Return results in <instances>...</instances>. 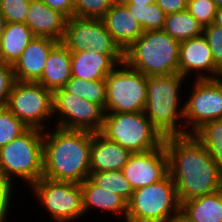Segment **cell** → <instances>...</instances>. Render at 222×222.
<instances>
[{
    "label": "cell",
    "mask_w": 222,
    "mask_h": 222,
    "mask_svg": "<svg viewBox=\"0 0 222 222\" xmlns=\"http://www.w3.org/2000/svg\"><path fill=\"white\" fill-rule=\"evenodd\" d=\"M5 20L2 16V14L0 13V42H1V37L3 35V30H4V27H5Z\"/></svg>",
    "instance_id": "obj_43"
},
{
    "label": "cell",
    "mask_w": 222,
    "mask_h": 222,
    "mask_svg": "<svg viewBox=\"0 0 222 222\" xmlns=\"http://www.w3.org/2000/svg\"><path fill=\"white\" fill-rule=\"evenodd\" d=\"M14 82L12 65L0 60V107H5Z\"/></svg>",
    "instance_id": "obj_35"
},
{
    "label": "cell",
    "mask_w": 222,
    "mask_h": 222,
    "mask_svg": "<svg viewBox=\"0 0 222 222\" xmlns=\"http://www.w3.org/2000/svg\"><path fill=\"white\" fill-rule=\"evenodd\" d=\"M122 172L133 190L162 180L168 174L164 144L154 150L132 153Z\"/></svg>",
    "instance_id": "obj_14"
},
{
    "label": "cell",
    "mask_w": 222,
    "mask_h": 222,
    "mask_svg": "<svg viewBox=\"0 0 222 222\" xmlns=\"http://www.w3.org/2000/svg\"><path fill=\"white\" fill-rule=\"evenodd\" d=\"M124 62V55H106L92 52L90 49L71 52V74L86 80L105 79L119 64Z\"/></svg>",
    "instance_id": "obj_17"
},
{
    "label": "cell",
    "mask_w": 222,
    "mask_h": 222,
    "mask_svg": "<svg viewBox=\"0 0 222 222\" xmlns=\"http://www.w3.org/2000/svg\"><path fill=\"white\" fill-rule=\"evenodd\" d=\"M180 42L163 30L144 32L124 51V62L145 76L178 73Z\"/></svg>",
    "instance_id": "obj_4"
},
{
    "label": "cell",
    "mask_w": 222,
    "mask_h": 222,
    "mask_svg": "<svg viewBox=\"0 0 222 222\" xmlns=\"http://www.w3.org/2000/svg\"><path fill=\"white\" fill-rule=\"evenodd\" d=\"M12 184L0 172V220H6L9 217L13 194Z\"/></svg>",
    "instance_id": "obj_36"
},
{
    "label": "cell",
    "mask_w": 222,
    "mask_h": 222,
    "mask_svg": "<svg viewBox=\"0 0 222 222\" xmlns=\"http://www.w3.org/2000/svg\"><path fill=\"white\" fill-rule=\"evenodd\" d=\"M202 34L211 49L216 67L222 72V28L212 23L203 28Z\"/></svg>",
    "instance_id": "obj_33"
},
{
    "label": "cell",
    "mask_w": 222,
    "mask_h": 222,
    "mask_svg": "<svg viewBox=\"0 0 222 222\" xmlns=\"http://www.w3.org/2000/svg\"><path fill=\"white\" fill-rule=\"evenodd\" d=\"M165 19L166 14L156 3L145 5L144 32L162 30Z\"/></svg>",
    "instance_id": "obj_34"
},
{
    "label": "cell",
    "mask_w": 222,
    "mask_h": 222,
    "mask_svg": "<svg viewBox=\"0 0 222 222\" xmlns=\"http://www.w3.org/2000/svg\"><path fill=\"white\" fill-rule=\"evenodd\" d=\"M89 178L99 187L119 195L127 203L134 191L122 170L92 172Z\"/></svg>",
    "instance_id": "obj_28"
},
{
    "label": "cell",
    "mask_w": 222,
    "mask_h": 222,
    "mask_svg": "<svg viewBox=\"0 0 222 222\" xmlns=\"http://www.w3.org/2000/svg\"><path fill=\"white\" fill-rule=\"evenodd\" d=\"M127 3H137V4L148 5V4L156 3V0H128Z\"/></svg>",
    "instance_id": "obj_42"
},
{
    "label": "cell",
    "mask_w": 222,
    "mask_h": 222,
    "mask_svg": "<svg viewBox=\"0 0 222 222\" xmlns=\"http://www.w3.org/2000/svg\"><path fill=\"white\" fill-rule=\"evenodd\" d=\"M112 5H117V4H125L128 2V0H110Z\"/></svg>",
    "instance_id": "obj_44"
},
{
    "label": "cell",
    "mask_w": 222,
    "mask_h": 222,
    "mask_svg": "<svg viewBox=\"0 0 222 222\" xmlns=\"http://www.w3.org/2000/svg\"><path fill=\"white\" fill-rule=\"evenodd\" d=\"M168 175L179 203L222 189V171L207 150L191 135L164 138Z\"/></svg>",
    "instance_id": "obj_1"
},
{
    "label": "cell",
    "mask_w": 222,
    "mask_h": 222,
    "mask_svg": "<svg viewBox=\"0 0 222 222\" xmlns=\"http://www.w3.org/2000/svg\"><path fill=\"white\" fill-rule=\"evenodd\" d=\"M222 171V118L203 123L191 134Z\"/></svg>",
    "instance_id": "obj_26"
},
{
    "label": "cell",
    "mask_w": 222,
    "mask_h": 222,
    "mask_svg": "<svg viewBox=\"0 0 222 222\" xmlns=\"http://www.w3.org/2000/svg\"><path fill=\"white\" fill-rule=\"evenodd\" d=\"M105 113L143 112L147 101L146 76L129 67L119 64L105 78Z\"/></svg>",
    "instance_id": "obj_9"
},
{
    "label": "cell",
    "mask_w": 222,
    "mask_h": 222,
    "mask_svg": "<svg viewBox=\"0 0 222 222\" xmlns=\"http://www.w3.org/2000/svg\"><path fill=\"white\" fill-rule=\"evenodd\" d=\"M129 12L133 15L134 18L140 23L143 31H144V13H145V5L137 4V3H125L124 4Z\"/></svg>",
    "instance_id": "obj_39"
},
{
    "label": "cell",
    "mask_w": 222,
    "mask_h": 222,
    "mask_svg": "<svg viewBox=\"0 0 222 222\" xmlns=\"http://www.w3.org/2000/svg\"><path fill=\"white\" fill-rule=\"evenodd\" d=\"M43 135L42 130L28 128L0 148V172L12 186L18 178L30 186L43 176Z\"/></svg>",
    "instance_id": "obj_5"
},
{
    "label": "cell",
    "mask_w": 222,
    "mask_h": 222,
    "mask_svg": "<svg viewBox=\"0 0 222 222\" xmlns=\"http://www.w3.org/2000/svg\"><path fill=\"white\" fill-rule=\"evenodd\" d=\"M100 133L132 153L160 147L164 137L143 112L105 113Z\"/></svg>",
    "instance_id": "obj_7"
},
{
    "label": "cell",
    "mask_w": 222,
    "mask_h": 222,
    "mask_svg": "<svg viewBox=\"0 0 222 222\" xmlns=\"http://www.w3.org/2000/svg\"><path fill=\"white\" fill-rule=\"evenodd\" d=\"M8 221V219H6V220H0V222H7Z\"/></svg>",
    "instance_id": "obj_46"
},
{
    "label": "cell",
    "mask_w": 222,
    "mask_h": 222,
    "mask_svg": "<svg viewBox=\"0 0 222 222\" xmlns=\"http://www.w3.org/2000/svg\"><path fill=\"white\" fill-rule=\"evenodd\" d=\"M162 30L178 42L203 33V27L187 10L166 15Z\"/></svg>",
    "instance_id": "obj_25"
},
{
    "label": "cell",
    "mask_w": 222,
    "mask_h": 222,
    "mask_svg": "<svg viewBox=\"0 0 222 222\" xmlns=\"http://www.w3.org/2000/svg\"><path fill=\"white\" fill-rule=\"evenodd\" d=\"M184 101V131L192 134L203 123L222 118V80L195 79Z\"/></svg>",
    "instance_id": "obj_12"
},
{
    "label": "cell",
    "mask_w": 222,
    "mask_h": 222,
    "mask_svg": "<svg viewBox=\"0 0 222 222\" xmlns=\"http://www.w3.org/2000/svg\"><path fill=\"white\" fill-rule=\"evenodd\" d=\"M180 207L175 184L167 174L162 180L132 192L125 222H171Z\"/></svg>",
    "instance_id": "obj_6"
},
{
    "label": "cell",
    "mask_w": 222,
    "mask_h": 222,
    "mask_svg": "<svg viewBox=\"0 0 222 222\" xmlns=\"http://www.w3.org/2000/svg\"><path fill=\"white\" fill-rule=\"evenodd\" d=\"M5 107L27 128L46 131L54 120L53 92L38 82L14 80Z\"/></svg>",
    "instance_id": "obj_8"
},
{
    "label": "cell",
    "mask_w": 222,
    "mask_h": 222,
    "mask_svg": "<svg viewBox=\"0 0 222 222\" xmlns=\"http://www.w3.org/2000/svg\"><path fill=\"white\" fill-rule=\"evenodd\" d=\"M58 42L52 38L34 36L12 65L14 80L37 82L50 51Z\"/></svg>",
    "instance_id": "obj_16"
},
{
    "label": "cell",
    "mask_w": 222,
    "mask_h": 222,
    "mask_svg": "<svg viewBox=\"0 0 222 222\" xmlns=\"http://www.w3.org/2000/svg\"><path fill=\"white\" fill-rule=\"evenodd\" d=\"M63 89L70 94L94 102L105 110L107 96L105 79L86 80L71 77L64 85Z\"/></svg>",
    "instance_id": "obj_27"
},
{
    "label": "cell",
    "mask_w": 222,
    "mask_h": 222,
    "mask_svg": "<svg viewBox=\"0 0 222 222\" xmlns=\"http://www.w3.org/2000/svg\"><path fill=\"white\" fill-rule=\"evenodd\" d=\"M180 211L193 222H222V189L182 202Z\"/></svg>",
    "instance_id": "obj_23"
},
{
    "label": "cell",
    "mask_w": 222,
    "mask_h": 222,
    "mask_svg": "<svg viewBox=\"0 0 222 222\" xmlns=\"http://www.w3.org/2000/svg\"><path fill=\"white\" fill-rule=\"evenodd\" d=\"M70 61L71 52L62 42H58L50 51L37 82L51 92L63 88L72 77Z\"/></svg>",
    "instance_id": "obj_21"
},
{
    "label": "cell",
    "mask_w": 222,
    "mask_h": 222,
    "mask_svg": "<svg viewBox=\"0 0 222 222\" xmlns=\"http://www.w3.org/2000/svg\"><path fill=\"white\" fill-rule=\"evenodd\" d=\"M178 73L186 79L192 75L195 79L220 78L221 71L214 63L211 49L203 34L180 42Z\"/></svg>",
    "instance_id": "obj_15"
},
{
    "label": "cell",
    "mask_w": 222,
    "mask_h": 222,
    "mask_svg": "<svg viewBox=\"0 0 222 222\" xmlns=\"http://www.w3.org/2000/svg\"><path fill=\"white\" fill-rule=\"evenodd\" d=\"M187 11L204 28L214 22L217 6L213 0H187Z\"/></svg>",
    "instance_id": "obj_31"
},
{
    "label": "cell",
    "mask_w": 222,
    "mask_h": 222,
    "mask_svg": "<svg viewBox=\"0 0 222 222\" xmlns=\"http://www.w3.org/2000/svg\"><path fill=\"white\" fill-rule=\"evenodd\" d=\"M156 4L166 15L187 10V0H156Z\"/></svg>",
    "instance_id": "obj_38"
},
{
    "label": "cell",
    "mask_w": 222,
    "mask_h": 222,
    "mask_svg": "<svg viewBox=\"0 0 222 222\" xmlns=\"http://www.w3.org/2000/svg\"><path fill=\"white\" fill-rule=\"evenodd\" d=\"M185 80L179 73L146 76L147 101L143 113L164 138L187 135L184 131L183 96L180 95Z\"/></svg>",
    "instance_id": "obj_3"
},
{
    "label": "cell",
    "mask_w": 222,
    "mask_h": 222,
    "mask_svg": "<svg viewBox=\"0 0 222 222\" xmlns=\"http://www.w3.org/2000/svg\"><path fill=\"white\" fill-rule=\"evenodd\" d=\"M132 152L108 140L100 132L92 133L90 173L122 170Z\"/></svg>",
    "instance_id": "obj_20"
},
{
    "label": "cell",
    "mask_w": 222,
    "mask_h": 222,
    "mask_svg": "<svg viewBox=\"0 0 222 222\" xmlns=\"http://www.w3.org/2000/svg\"><path fill=\"white\" fill-rule=\"evenodd\" d=\"M102 21L113 41L123 52L144 33L140 23L124 4L112 5Z\"/></svg>",
    "instance_id": "obj_19"
},
{
    "label": "cell",
    "mask_w": 222,
    "mask_h": 222,
    "mask_svg": "<svg viewBox=\"0 0 222 222\" xmlns=\"http://www.w3.org/2000/svg\"><path fill=\"white\" fill-rule=\"evenodd\" d=\"M91 142L89 131L60 127L44 131L42 177L82 183L90 175Z\"/></svg>",
    "instance_id": "obj_2"
},
{
    "label": "cell",
    "mask_w": 222,
    "mask_h": 222,
    "mask_svg": "<svg viewBox=\"0 0 222 222\" xmlns=\"http://www.w3.org/2000/svg\"><path fill=\"white\" fill-rule=\"evenodd\" d=\"M30 0H0L5 23H25Z\"/></svg>",
    "instance_id": "obj_32"
},
{
    "label": "cell",
    "mask_w": 222,
    "mask_h": 222,
    "mask_svg": "<svg viewBox=\"0 0 222 222\" xmlns=\"http://www.w3.org/2000/svg\"><path fill=\"white\" fill-rule=\"evenodd\" d=\"M111 6L110 0H74L73 16L102 19Z\"/></svg>",
    "instance_id": "obj_30"
},
{
    "label": "cell",
    "mask_w": 222,
    "mask_h": 222,
    "mask_svg": "<svg viewBox=\"0 0 222 222\" xmlns=\"http://www.w3.org/2000/svg\"><path fill=\"white\" fill-rule=\"evenodd\" d=\"M51 9L59 11L66 18L73 17L74 0H42Z\"/></svg>",
    "instance_id": "obj_37"
},
{
    "label": "cell",
    "mask_w": 222,
    "mask_h": 222,
    "mask_svg": "<svg viewBox=\"0 0 222 222\" xmlns=\"http://www.w3.org/2000/svg\"><path fill=\"white\" fill-rule=\"evenodd\" d=\"M171 222H193L187 218L181 211L172 219Z\"/></svg>",
    "instance_id": "obj_41"
},
{
    "label": "cell",
    "mask_w": 222,
    "mask_h": 222,
    "mask_svg": "<svg viewBox=\"0 0 222 222\" xmlns=\"http://www.w3.org/2000/svg\"><path fill=\"white\" fill-rule=\"evenodd\" d=\"M53 113L57 123L54 128L96 133L104 124L105 111L100 105L70 94L63 88L53 92Z\"/></svg>",
    "instance_id": "obj_11"
},
{
    "label": "cell",
    "mask_w": 222,
    "mask_h": 222,
    "mask_svg": "<svg viewBox=\"0 0 222 222\" xmlns=\"http://www.w3.org/2000/svg\"><path fill=\"white\" fill-rule=\"evenodd\" d=\"M27 129L6 107H0V148L19 137Z\"/></svg>",
    "instance_id": "obj_29"
},
{
    "label": "cell",
    "mask_w": 222,
    "mask_h": 222,
    "mask_svg": "<svg viewBox=\"0 0 222 222\" xmlns=\"http://www.w3.org/2000/svg\"><path fill=\"white\" fill-rule=\"evenodd\" d=\"M81 185L83 212L87 214L91 208L100 212L122 214L125 222L127 216V202L119 195L96 185L89 177Z\"/></svg>",
    "instance_id": "obj_22"
},
{
    "label": "cell",
    "mask_w": 222,
    "mask_h": 222,
    "mask_svg": "<svg viewBox=\"0 0 222 222\" xmlns=\"http://www.w3.org/2000/svg\"><path fill=\"white\" fill-rule=\"evenodd\" d=\"M216 3L217 8L222 7V0H213Z\"/></svg>",
    "instance_id": "obj_45"
},
{
    "label": "cell",
    "mask_w": 222,
    "mask_h": 222,
    "mask_svg": "<svg viewBox=\"0 0 222 222\" xmlns=\"http://www.w3.org/2000/svg\"><path fill=\"white\" fill-rule=\"evenodd\" d=\"M28 189H31L36 201L38 200L52 217L50 220L72 222L84 217L80 183L55 181L41 177Z\"/></svg>",
    "instance_id": "obj_10"
},
{
    "label": "cell",
    "mask_w": 222,
    "mask_h": 222,
    "mask_svg": "<svg viewBox=\"0 0 222 222\" xmlns=\"http://www.w3.org/2000/svg\"><path fill=\"white\" fill-rule=\"evenodd\" d=\"M33 38L25 23H6L0 42V60L13 65Z\"/></svg>",
    "instance_id": "obj_24"
},
{
    "label": "cell",
    "mask_w": 222,
    "mask_h": 222,
    "mask_svg": "<svg viewBox=\"0 0 222 222\" xmlns=\"http://www.w3.org/2000/svg\"><path fill=\"white\" fill-rule=\"evenodd\" d=\"M66 19L63 14L51 9L42 0H30L25 24L34 36L48 37L61 42Z\"/></svg>",
    "instance_id": "obj_18"
},
{
    "label": "cell",
    "mask_w": 222,
    "mask_h": 222,
    "mask_svg": "<svg viewBox=\"0 0 222 222\" xmlns=\"http://www.w3.org/2000/svg\"><path fill=\"white\" fill-rule=\"evenodd\" d=\"M213 24L222 28V7L217 8Z\"/></svg>",
    "instance_id": "obj_40"
},
{
    "label": "cell",
    "mask_w": 222,
    "mask_h": 222,
    "mask_svg": "<svg viewBox=\"0 0 222 222\" xmlns=\"http://www.w3.org/2000/svg\"><path fill=\"white\" fill-rule=\"evenodd\" d=\"M70 52L90 49L92 52L106 55H124L106 30L102 19L79 18L66 19L65 33L61 41Z\"/></svg>",
    "instance_id": "obj_13"
}]
</instances>
